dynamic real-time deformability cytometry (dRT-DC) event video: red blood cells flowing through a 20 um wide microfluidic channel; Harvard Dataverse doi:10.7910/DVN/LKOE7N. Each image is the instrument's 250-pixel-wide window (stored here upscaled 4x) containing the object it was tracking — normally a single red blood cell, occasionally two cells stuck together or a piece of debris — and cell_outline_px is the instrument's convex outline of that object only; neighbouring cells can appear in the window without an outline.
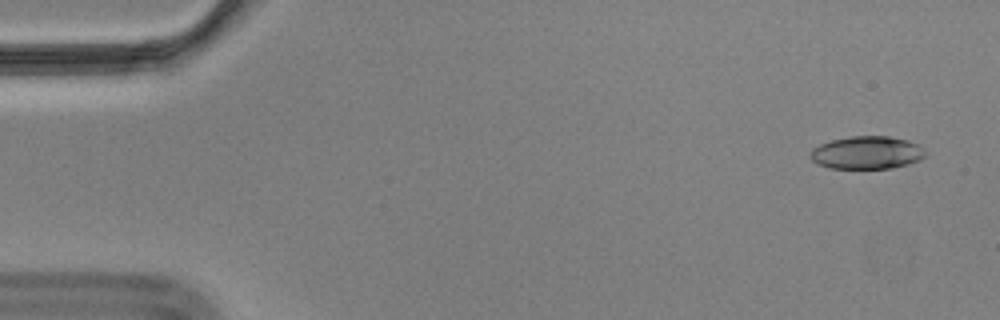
{"species": "Egyptian fruit bat (a non-hibernating species)", "species_latin": "Rousettus aegyptiacus", "temperature_condition": "cold", "stored_images_in_passage": 57, "camera_frame_rate_fps": 3000, "um_per_image_px": 0.085, "animal": {"sex": "male"}, "frame": {"image": 1, "passage_image": 3, "time_ms": 0.667, "image_size_px": [1000, 320], "cell_outline_px": [[924, 156], [920, 160], [908, 164], [892, 168], [828, 168], [812, 160], [808, 156], [808, 152], [812, 148], [820, 144], [832, 140], [852, 136], [888, 136], [908, 140], [920, 144], [924, 152]], "centroid_in_image_um": [73.67, 12.97], "position_along_channel_um": 11.3, "area_um2": 22.08}}
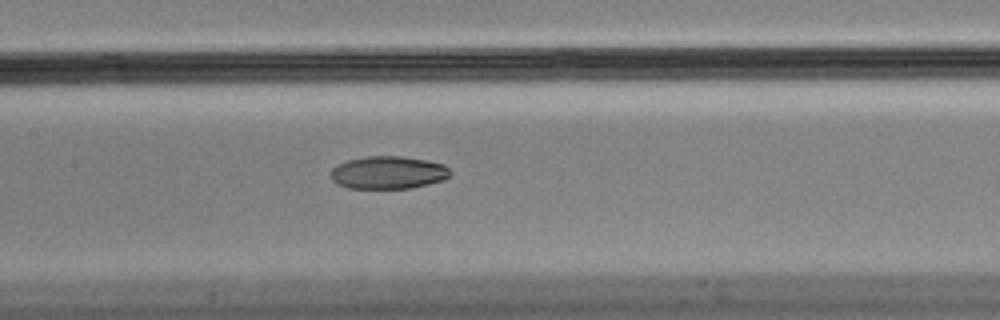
{"frame": {"image": 2, "passage_image": 27, "time_ms": 8.667, "image_size_px": [1000, 320], "cell_outline_px": [[452, 172], [444, 180], [428, 184], [408, 188], [348, 188], [332, 180], [332, 168], [336, 164], [348, 160], [368, 156], [400, 156], [424, 160], [444, 164]], "centroid_in_image_um": [33.0, 14.66], "position_along_channel_um": 174.4, "area_um2": 22.6}}
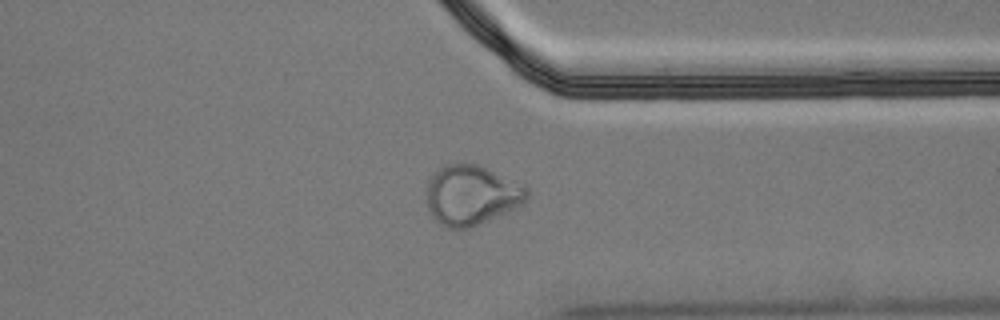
{"frame": {"image": 3, "passage_image": 44, "time_ms": 14.333, "image_size_px": [1000, 320], "cell_outline_px": [[528, 200], [524, 204], [508, 212], [468, 228], [448, 228], [440, 224], [428, 212], [428, 180], [436, 168], [448, 160], [464, 160], [480, 164], [524, 184], [528, 188]], "centroid_in_image_um": [40.08, 16.5], "position_along_channel_um": 371.3, "area_um2": 36.18}, "authors_computed_cell_mechanics": {"area_um2": 23.409, "velocity_mm_per_s": 3.5117, "shape_relaxation_time_tau1_ms": null, "shape_relaxation_time_tau2_ms": 2.6224, "deformation_change_tau1": null, "deformation_change_tau2": 0.0781}}